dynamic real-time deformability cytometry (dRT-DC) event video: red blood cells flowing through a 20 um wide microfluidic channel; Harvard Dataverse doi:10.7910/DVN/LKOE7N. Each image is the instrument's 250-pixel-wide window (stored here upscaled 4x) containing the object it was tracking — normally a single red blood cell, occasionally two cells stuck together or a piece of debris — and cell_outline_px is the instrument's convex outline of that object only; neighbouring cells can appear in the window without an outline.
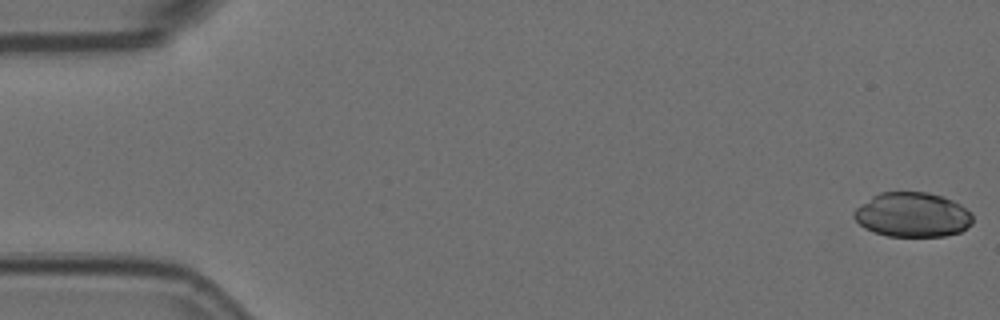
{"species": "Egyptian fruit bat (a non-hibernating species)", "species_latin": "Rousettus aegyptiacus", "temperature_condition": "room temperature", "stored_images_in_passage": 10, "camera_frame_rate_fps": 3000, "um_per_image_px": 0.085, "animal": {"sex": "female"}, "frame": {"image": 1, "passage_image": 1, "time_ms": 0.0, "image_size_px": [1000, 320], "cell_outline_px": [[972, 224], [960, 232], [944, 236], [888, 236], [864, 228], [852, 216], [852, 212], [856, 208], [872, 196], [880, 192], [928, 192], [944, 196], [960, 204], [972, 212]], "centroid_in_image_um": [77.57, 18.25], "position_along_channel_um": 7.4, "area_um2": 30.98}}